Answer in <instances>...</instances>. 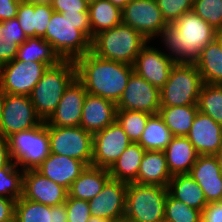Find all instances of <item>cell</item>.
<instances>
[{
  "instance_id": "obj_19",
  "label": "cell",
  "mask_w": 222,
  "mask_h": 222,
  "mask_svg": "<svg viewBox=\"0 0 222 222\" xmlns=\"http://www.w3.org/2000/svg\"><path fill=\"white\" fill-rule=\"evenodd\" d=\"M189 175L203 190L207 203L222 201V171L215 155H198Z\"/></svg>"
},
{
  "instance_id": "obj_44",
  "label": "cell",
  "mask_w": 222,
  "mask_h": 222,
  "mask_svg": "<svg viewBox=\"0 0 222 222\" xmlns=\"http://www.w3.org/2000/svg\"><path fill=\"white\" fill-rule=\"evenodd\" d=\"M51 7L54 12L67 13H88L89 4L84 0H53Z\"/></svg>"
},
{
  "instance_id": "obj_9",
  "label": "cell",
  "mask_w": 222,
  "mask_h": 222,
  "mask_svg": "<svg viewBox=\"0 0 222 222\" xmlns=\"http://www.w3.org/2000/svg\"><path fill=\"white\" fill-rule=\"evenodd\" d=\"M50 153L71 157L91 165L93 134L81 126H48Z\"/></svg>"
},
{
  "instance_id": "obj_30",
  "label": "cell",
  "mask_w": 222,
  "mask_h": 222,
  "mask_svg": "<svg viewBox=\"0 0 222 222\" xmlns=\"http://www.w3.org/2000/svg\"><path fill=\"white\" fill-rule=\"evenodd\" d=\"M197 113V105L160 107L158 112L173 136H187Z\"/></svg>"
},
{
  "instance_id": "obj_7",
  "label": "cell",
  "mask_w": 222,
  "mask_h": 222,
  "mask_svg": "<svg viewBox=\"0 0 222 222\" xmlns=\"http://www.w3.org/2000/svg\"><path fill=\"white\" fill-rule=\"evenodd\" d=\"M12 161L22 170L37 169L50 154L48 126H38L7 137Z\"/></svg>"
},
{
  "instance_id": "obj_11",
  "label": "cell",
  "mask_w": 222,
  "mask_h": 222,
  "mask_svg": "<svg viewBox=\"0 0 222 222\" xmlns=\"http://www.w3.org/2000/svg\"><path fill=\"white\" fill-rule=\"evenodd\" d=\"M122 23L140 32L148 41L168 25L156 0H130L122 9Z\"/></svg>"
},
{
  "instance_id": "obj_22",
  "label": "cell",
  "mask_w": 222,
  "mask_h": 222,
  "mask_svg": "<svg viewBox=\"0 0 222 222\" xmlns=\"http://www.w3.org/2000/svg\"><path fill=\"white\" fill-rule=\"evenodd\" d=\"M116 104L100 96L87 94L82 110L80 126L94 134L116 120Z\"/></svg>"
},
{
  "instance_id": "obj_28",
  "label": "cell",
  "mask_w": 222,
  "mask_h": 222,
  "mask_svg": "<svg viewBox=\"0 0 222 222\" xmlns=\"http://www.w3.org/2000/svg\"><path fill=\"white\" fill-rule=\"evenodd\" d=\"M146 152L138 143H131L108 169L111 179L132 183L137 179L142 157Z\"/></svg>"
},
{
  "instance_id": "obj_35",
  "label": "cell",
  "mask_w": 222,
  "mask_h": 222,
  "mask_svg": "<svg viewBox=\"0 0 222 222\" xmlns=\"http://www.w3.org/2000/svg\"><path fill=\"white\" fill-rule=\"evenodd\" d=\"M197 106L199 112L222 125V84L203 83Z\"/></svg>"
},
{
  "instance_id": "obj_47",
  "label": "cell",
  "mask_w": 222,
  "mask_h": 222,
  "mask_svg": "<svg viewBox=\"0 0 222 222\" xmlns=\"http://www.w3.org/2000/svg\"><path fill=\"white\" fill-rule=\"evenodd\" d=\"M21 0H0V22L16 18Z\"/></svg>"
},
{
  "instance_id": "obj_23",
  "label": "cell",
  "mask_w": 222,
  "mask_h": 222,
  "mask_svg": "<svg viewBox=\"0 0 222 222\" xmlns=\"http://www.w3.org/2000/svg\"><path fill=\"white\" fill-rule=\"evenodd\" d=\"M163 152L172 176L189 174L198 157L193 144L186 136H174Z\"/></svg>"
},
{
  "instance_id": "obj_54",
  "label": "cell",
  "mask_w": 222,
  "mask_h": 222,
  "mask_svg": "<svg viewBox=\"0 0 222 222\" xmlns=\"http://www.w3.org/2000/svg\"><path fill=\"white\" fill-rule=\"evenodd\" d=\"M87 222H112V221L109 219L91 216Z\"/></svg>"
},
{
  "instance_id": "obj_51",
  "label": "cell",
  "mask_w": 222,
  "mask_h": 222,
  "mask_svg": "<svg viewBox=\"0 0 222 222\" xmlns=\"http://www.w3.org/2000/svg\"><path fill=\"white\" fill-rule=\"evenodd\" d=\"M5 95H6V92L4 91V89L2 87V82L0 79V117H1L2 110H3Z\"/></svg>"
},
{
  "instance_id": "obj_53",
  "label": "cell",
  "mask_w": 222,
  "mask_h": 222,
  "mask_svg": "<svg viewBox=\"0 0 222 222\" xmlns=\"http://www.w3.org/2000/svg\"><path fill=\"white\" fill-rule=\"evenodd\" d=\"M24 2H29L33 4H52L53 0H23Z\"/></svg>"
},
{
  "instance_id": "obj_25",
  "label": "cell",
  "mask_w": 222,
  "mask_h": 222,
  "mask_svg": "<svg viewBox=\"0 0 222 222\" xmlns=\"http://www.w3.org/2000/svg\"><path fill=\"white\" fill-rule=\"evenodd\" d=\"M111 179L108 169L87 166L71 184L68 196L89 201L97 196Z\"/></svg>"
},
{
  "instance_id": "obj_57",
  "label": "cell",
  "mask_w": 222,
  "mask_h": 222,
  "mask_svg": "<svg viewBox=\"0 0 222 222\" xmlns=\"http://www.w3.org/2000/svg\"><path fill=\"white\" fill-rule=\"evenodd\" d=\"M216 39L221 43V46H222V30L217 31V38Z\"/></svg>"
},
{
  "instance_id": "obj_36",
  "label": "cell",
  "mask_w": 222,
  "mask_h": 222,
  "mask_svg": "<svg viewBox=\"0 0 222 222\" xmlns=\"http://www.w3.org/2000/svg\"><path fill=\"white\" fill-rule=\"evenodd\" d=\"M150 116L151 114L143 111L116 110V121L133 143L139 142Z\"/></svg>"
},
{
  "instance_id": "obj_58",
  "label": "cell",
  "mask_w": 222,
  "mask_h": 222,
  "mask_svg": "<svg viewBox=\"0 0 222 222\" xmlns=\"http://www.w3.org/2000/svg\"><path fill=\"white\" fill-rule=\"evenodd\" d=\"M87 4H91L93 2H95L96 0H84Z\"/></svg>"
},
{
  "instance_id": "obj_42",
  "label": "cell",
  "mask_w": 222,
  "mask_h": 222,
  "mask_svg": "<svg viewBox=\"0 0 222 222\" xmlns=\"http://www.w3.org/2000/svg\"><path fill=\"white\" fill-rule=\"evenodd\" d=\"M16 19L27 38L34 37V4L20 1Z\"/></svg>"
},
{
  "instance_id": "obj_34",
  "label": "cell",
  "mask_w": 222,
  "mask_h": 222,
  "mask_svg": "<svg viewBox=\"0 0 222 222\" xmlns=\"http://www.w3.org/2000/svg\"><path fill=\"white\" fill-rule=\"evenodd\" d=\"M14 222H53V206L27 200L15 201Z\"/></svg>"
},
{
  "instance_id": "obj_5",
  "label": "cell",
  "mask_w": 222,
  "mask_h": 222,
  "mask_svg": "<svg viewBox=\"0 0 222 222\" xmlns=\"http://www.w3.org/2000/svg\"><path fill=\"white\" fill-rule=\"evenodd\" d=\"M168 188L128 183L124 217L134 222H164Z\"/></svg>"
},
{
  "instance_id": "obj_26",
  "label": "cell",
  "mask_w": 222,
  "mask_h": 222,
  "mask_svg": "<svg viewBox=\"0 0 222 222\" xmlns=\"http://www.w3.org/2000/svg\"><path fill=\"white\" fill-rule=\"evenodd\" d=\"M167 188L173 198L190 207L202 211L207 205L203 190L189 174L172 176Z\"/></svg>"
},
{
  "instance_id": "obj_41",
  "label": "cell",
  "mask_w": 222,
  "mask_h": 222,
  "mask_svg": "<svg viewBox=\"0 0 222 222\" xmlns=\"http://www.w3.org/2000/svg\"><path fill=\"white\" fill-rule=\"evenodd\" d=\"M65 206L68 214V222H87L91 217L89 203L86 200L67 196Z\"/></svg>"
},
{
  "instance_id": "obj_33",
  "label": "cell",
  "mask_w": 222,
  "mask_h": 222,
  "mask_svg": "<svg viewBox=\"0 0 222 222\" xmlns=\"http://www.w3.org/2000/svg\"><path fill=\"white\" fill-rule=\"evenodd\" d=\"M16 59L25 63H46L48 66L56 65L61 61L60 57L52 49V46L41 37L27 38L19 46Z\"/></svg>"
},
{
  "instance_id": "obj_39",
  "label": "cell",
  "mask_w": 222,
  "mask_h": 222,
  "mask_svg": "<svg viewBox=\"0 0 222 222\" xmlns=\"http://www.w3.org/2000/svg\"><path fill=\"white\" fill-rule=\"evenodd\" d=\"M192 11L216 31L222 30V0H194Z\"/></svg>"
},
{
  "instance_id": "obj_1",
  "label": "cell",
  "mask_w": 222,
  "mask_h": 222,
  "mask_svg": "<svg viewBox=\"0 0 222 222\" xmlns=\"http://www.w3.org/2000/svg\"><path fill=\"white\" fill-rule=\"evenodd\" d=\"M76 78L84 85L88 94L100 96L118 103L134 67L128 64L106 60L87 52L75 61Z\"/></svg>"
},
{
  "instance_id": "obj_43",
  "label": "cell",
  "mask_w": 222,
  "mask_h": 222,
  "mask_svg": "<svg viewBox=\"0 0 222 222\" xmlns=\"http://www.w3.org/2000/svg\"><path fill=\"white\" fill-rule=\"evenodd\" d=\"M53 12L49 4H34V37L45 36Z\"/></svg>"
},
{
  "instance_id": "obj_31",
  "label": "cell",
  "mask_w": 222,
  "mask_h": 222,
  "mask_svg": "<svg viewBox=\"0 0 222 222\" xmlns=\"http://www.w3.org/2000/svg\"><path fill=\"white\" fill-rule=\"evenodd\" d=\"M27 37L16 18L0 22V66L17 56L19 46Z\"/></svg>"
},
{
  "instance_id": "obj_40",
  "label": "cell",
  "mask_w": 222,
  "mask_h": 222,
  "mask_svg": "<svg viewBox=\"0 0 222 222\" xmlns=\"http://www.w3.org/2000/svg\"><path fill=\"white\" fill-rule=\"evenodd\" d=\"M156 3L168 24L193 9L192 0H156Z\"/></svg>"
},
{
  "instance_id": "obj_49",
  "label": "cell",
  "mask_w": 222,
  "mask_h": 222,
  "mask_svg": "<svg viewBox=\"0 0 222 222\" xmlns=\"http://www.w3.org/2000/svg\"><path fill=\"white\" fill-rule=\"evenodd\" d=\"M11 162L7 138L0 135V168L8 166Z\"/></svg>"
},
{
  "instance_id": "obj_18",
  "label": "cell",
  "mask_w": 222,
  "mask_h": 222,
  "mask_svg": "<svg viewBox=\"0 0 222 222\" xmlns=\"http://www.w3.org/2000/svg\"><path fill=\"white\" fill-rule=\"evenodd\" d=\"M68 190L44 177L36 169L24 170L23 197L48 206L65 203Z\"/></svg>"
},
{
  "instance_id": "obj_24",
  "label": "cell",
  "mask_w": 222,
  "mask_h": 222,
  "mask_svg": "<svg viewBox=\"0 0 222 222\" xmlns=\"http://www.w3.org/2000/svg\"><path fill=\"white\" fill-rule=\"evenodd\" d=\"M172 175L163 151H146L134 183L168 187Z\"/></svg>"
},
{
  "instance_id": "obj_21",
  "label": "cell",
  "mask_w": 222,
  "mask_h": 222,
  "mask_svg": "<svg viewBox=\"0 0 222 222\" xmlns=\"http://www.w3.org/2000/svg\"><path fill=\"white\" fill-rule=\"evenodd\" d=\"M87 165L80 160L50 153L36 169L44 177L69 190Z\"/></svg>"
},
{
  "instance_id": "obj_27",
  "label": "cell",
  "mask_w": 222,
  "mask_h": 222,
  "mask_svg": "<svg viewBox=\"0 0 222 222\" xmlns=\"http://www.w3.org/2000/svg\"><path fill=\"white\" fill-rule=\"evenodd\" d=\"M194 65L197 67L203 83L222 84V46L215 39L200 52Z\"/></svg>"
},
{
  "instance_id": "obj_4",
  "label": "cell",
  "mask_w": 222,
  "mask_h": 222,
  "mask_svg": "<svg viewBox=\"0 0 222 222\" xmlns=\"http://www.w3.org/2000/svg\"><path fill=\"white\" fill-rule=\"evenodd\" d=\"M147 42L140 32L121 23L95 35L91 41V52L103 59L133 66Z\"/></svg>"
},
{
  "instance_id": "obj_46",
  "label": "cell",
  "mask_w": 222,
  "mask_h": 222,
  "mask_svg": "<svg viewBox=\"0 0 222 222\" xmlns=\"http://www.w3.org/2000/svg\"><path fill=\"white\" fill-rule=\"evenodd\" d=\"M62 15L64 18L72 20L77 25V29L91 40L89 13H67Z\"/></svg>"
},
{
  "instance_id": "obj_37",
  "label": "cell",
  "mask_w": 222,
  "mask_h": 222,
  "mask_svg": "<svg viewBox=\"0 0 222 222\" xmlns=\"http://www.w3.org/2000/svg\"><path fill=\"white\" fill-rule=\"evenodd\" d=\"M12 161L8 166L0 168V196L18 200L23 196L24 170H18Z\"/></svg>"
},
{
  "instance_id": "obj_55",
  "label": "cell",
  "mask_w": 222,
  "mask_h": 222,
  "mask_svg": "<svg viewBox=\"0 0 222 222\" xmlns=\"http://www.w3.org/2000/svg\"><path fill=\"white\" fill-rule=\"evenodd\" d=\"M218 163L220 165L221 171H222V147L219 149V151L215 154Z\"/></svg>"
},
{
  "instance_id": "obj_32",
  "label": "cell",
  "mask_w": 222,
  "mask_h": 222,
  "mask_svg": "<svg viewBox=\"0 0 222 222\" xmlns=\"http://www.w3.org/2000/svg\"><path fill=\"white\" fill-rule=\"evenodd\" d=\"M159 114L151 115L138 144L146 151H164L173 138Z\"/></svg>"
},
{
  "instance_id": "obj_6",
  "label": "cell",
  "mask_w": 222,
  "mask_h": 222,
  "mask_svg": "<svg viewBox=\"0 0 222 222\" xmlns=\"http://www.w3.org/2000/svg\"><path fill=\"white\" fill-rule=\"evenodd\" d=\"M202 77L194 63H175L160 89L161 107L197 105Z\"/></svg>"
},
{
  "instance_id": "obj_15",
  "label": "cell",
  "mask_w": 222,
  "mask_h": 222,
  "mask_svg": "<svg viewBox=\"0 0 222 222\" xmlns=\"http://www.w3.org/2000/svg\"><path fill=\"white\" fill-rule=\"evenodd\" d=\"M175 63L170 55L146 43L133 67L134 72L160 90L168 80Z\"/></svg>"
},
{
  "instance_id": "obj_50",
  "label": "cell",
  "mask_w": 222,
  "mask_h": 222,
  "mask_svg": "<svg viewBox=\"0 0 222 222\" xmlns=\"http://www.w3.org/2000/svg\"><path fill=\"white\" fill-rule=\"evenodd\" d=\"M53 222H68L65 203L53 206Z\"/></svg>"
},
{
  "instance_id": "obj_56",
  "label": "cell",
  "mask_w": 222,
  "mask_h": 222,
  "mask_svg": "<svg viewBox=\"0 0 222 222\" xmlns=\"http://www.w3.org/2000/svg\"><path fill=\"white\" fill-rule=\"evenodd\" d=\"M112 222H134V221L127 219L125 217H122L120 219L113 220Z\"/></svg>"
},
{
  "instance_id": "obj_48",
  "label": "cell",
  "mask_w": 222,
  "mask_h": 222,
  "mask_svg": "<svg viewBox=\"0 0 222 222\" xmlns=\"http://www.w3.org/2000/svg\"><path fill=\"white\" fill-rule=\"evenodd\" d=\"M14 199L0 196V222H14Z\"/></svg>"
},
{
  "instance_id": "obj_20",
  "label": "cell",
  "mask_w": 222,
  "mask_h": 222,
  "mask_svg": "<svg viewBox=\"0 0 222 222\" xmlns=\"http://www.w3.org/2000/svg\"><path fill=\"white\" fill-rule=\"evenodd\" d=\"M186 137L198 155H215L222 147V125L198 111Z\"/></svg>"
},
{
  "instance_id": "obj_3",
  "label": "cell",
  "mask_w": 222,
  "mask_h": 222,
  "mask_svg": "<svg viewBox=\"0 0 222 222\" xmlns=\"http://www.w3.org/2000/svg\"><path fill=\"white\" fill-rule=\"evenodd\" d=\"M75 78L73 60H61L44 71L30 94L31 102L42 121L46 122L55 112L64 91Z\"/></svg>"
},
{
  "instance_id": "obj_2",
  "label": "cell",
  "mask_w": 222,
  "mask_h": 222,
  "mask_svg": "<svg viewBox=\"0 0 222 222\" xmlns=\"http://www.w3.org/2000/svg\"><path fill=\"white\" fill-rule=\"evenodd\" d=\"M160 36L176 63H195L205 46L217 38V31L190 11L168 24Z\"/></svg>"
},
{
  "instance_id": "obj_29",
  "label": "cell",
  "mask_w": 222,
  "mask_h": 222,
  "mask_svg": "<svg viewBox=\"0 0 222 222\" xmlns=\"http://www.w3.org/2000/svg\"><path fill=\"white\" fill-rule=\"evenodd\" d=\"M91 41L102 31L109 30L122 23V10L108 0H96L89 4Z\"/></svg>"
},
{
  "instance_id": "obj_13",
  "label": "cell",
  "mask_w": 222,
  "mask_h": 222,
  "mask_svg": "<svg viewBox=\"0 0 222 222\" xmlns=\"http://www.w3.org/2000/svg\"><path fill=\"white\" fill-rule=\"evenodd\" d=\"M131 143L122 126L115 120L93 134L91 165L109 169Z\"/></svg>"
},
{
  "instance_id": "obj_14",
  "label": "cell",
  "mask_w": 222,
  "mask_h": 222,
  "mask_svg": "<svg viewBox=\"0 0 222 222\" xmlns=\"http://www.w3.org/2000/svg\"><path fill=\"white\" fill-rule=\"evenodd\" d=\"M117 110L143 111L151 115L158 114L160 90L133 72L127 86L116 104Z\"/></svg>"
},
{
  "instance_id": "obj_38",
  "label": "cell",
  "mask_w": 222,
  "mask_h": 222,
  "mask_svg": "<svg viewBox=\"0 0 222 222\" xmlns=\"http://www.w3.org/2000/svg\"><path fill=\"white\" fill-rule=\"evenodd\" d=\"M201 211L173 198L169 193L165 202L164 222H201Z\"/></svg>"
},
{
  "instance_id": "obj_52",
  "label": "cell",
  "mask_w": 222,
  "mask_h": 222,
  "mask_svg": "<svg viewBox=\"0 0 222 222\" xmlns=\"http://www.w3.org/2000/svg\"><path fill=\"white\" fill-rule=\"evenodd\" d=\"M108 1H110L113 5L119 7L122 10L130 0H108Z\"/></svg>"
},
{
  "instance_id": "obj_17",
  "label": "cell",
  "mask_w": 222,
  "mask_h": 222,
  "mask_svg": "<svg viewBox=\"0 0 222 222\" xmlns=\"http://www.w3.org/2000/svg\"><path fill=\"white\" fill-rule=\"evenodd\" d=\"M128 183L110 179L102 191L88 201L91 216L111 221L124 217Z\"/></svg>"
},
{
  "instance_id": "obj_10",
  "label": "cell",
  "mask_w": 222,
  "mask_h": 222,
  "mask_svg": "<svg viewBox=\"0 0 222 222\" xmlns=\"http://www.w3.org/2000/svg\"><path fill=\"white\" fill-rule=\"evenodd\" d=\"M43 121L37 115L30 96L6 94L0 117V135L7 138L11 134L32 129Z\"/></svg>"
},
{
  "instance_id": "obj_45",
  "label": "cell",
  "mask_w": 222,
  "mask_h": 222,
  "mask_svg": "<svg viewBox=\"0 0 222 222\" xmlns=\"http://www.w3.org/2000/svg\"><path fill=\"white\" fill-rule=\"evenodd\" d=\"M201 217V222H222V201L207 203Z\"/></svg>"
},
{
  "instance_id": "obj_8",
  "label": "cell",
  "mask_w": 222,
  "mask_h": 222,
  "mask_svg": "<svg viewBox=\"0 0 222 222\" xmlns=\"http://www.w3.org/2000/svg\"><path fill=\"white\" fill-rule=\"evenodd\" d=\"M61 60H73L91 51V40L62 13L53 12L43 37Z\"/></svg>"
},
{
  "instance_id": "obj_16",
  "label": "cell",
  "mask_w": 222,
  "mask_h": 222,
  "mask_svg": "<svg viewBox=\"0 0 222 222\" xmlns=\"http://www.w3.org/2000/svg\"><path fill=\"white\" fill-rule=\"evenodd\" d=\"M84 85L75 78L64 94L51 117L45 122L47 126H80L83 104L87 95Z\"/></svg>"
},
{
  "instance_id": "obj_12",
  "label": "cell",
  "mask_w": 222,
  "mask_h": 222,
  "mask_svg": "<svg viewBox=\"0 0 222 222\" xmlns=\"http://www.w3.org/2000/svg\"><path fill=\"white\" fill-rule=\"evenodd\" d=\"M48 67L46 63H25L15 58L0 66L2 87L6 94L30 96Z\"/></svg>"
}]
</instances>
